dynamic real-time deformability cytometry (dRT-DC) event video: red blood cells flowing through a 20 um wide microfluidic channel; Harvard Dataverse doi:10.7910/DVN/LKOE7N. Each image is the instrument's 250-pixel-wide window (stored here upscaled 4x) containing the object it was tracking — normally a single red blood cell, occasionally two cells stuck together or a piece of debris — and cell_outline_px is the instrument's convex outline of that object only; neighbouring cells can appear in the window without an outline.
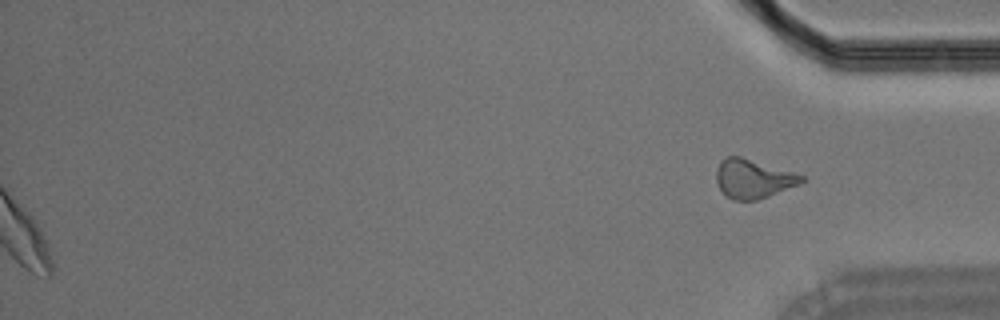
{"species": "Egyptian fruit bat (a non-hibernating species)", "species_latin": "Rousettus aegyptiacus", "temperature_condition": "room temperature", "stored_images_in_passage": 48, "segment_of_instrument_passage": [2, 2], "camera_frame_rate_fps": 3000, "um_per_image_px": 0.085, "animal": {"sex": "male"}, "frame": {"image": 1, "passage_image": 48, "time_ms": 15.667, "image_size_px": [1000, 320], "cell_outline_px": [[808, 180], [800, 184], [768, 196], [756, 200], [732, 200], [720, 188], [716, 180], [716, 168], [720, 160], [728, 156], [740, 156], [792, 172], [804, 176]], "centroid_in_image_um": [64.02, 15.19], "position_along_channel_um": 371.2, "area_um2": 19.19}}